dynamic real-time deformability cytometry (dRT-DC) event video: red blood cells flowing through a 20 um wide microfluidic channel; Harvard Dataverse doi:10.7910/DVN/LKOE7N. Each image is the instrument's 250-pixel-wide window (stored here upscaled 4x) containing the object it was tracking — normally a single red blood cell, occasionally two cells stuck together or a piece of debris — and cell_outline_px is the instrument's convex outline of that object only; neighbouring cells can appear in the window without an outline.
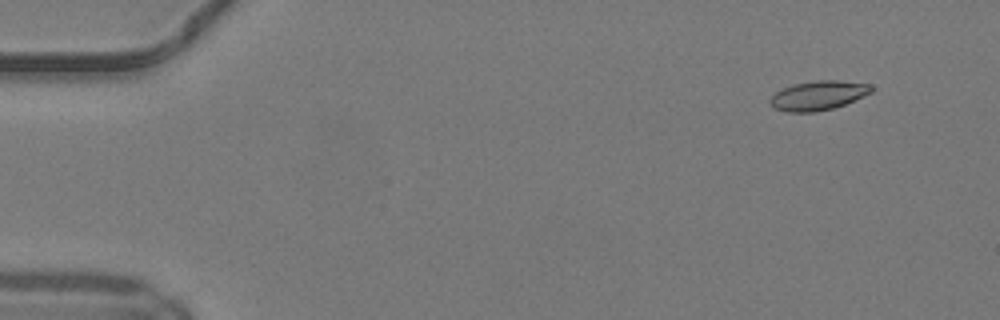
{"species": "common noctule bat (a hibernating species)", "species_latin": "Nyctalus noctula", "temperature_condition": "warm", "stored_images_in_passage": 10, "camera_frame_rate_fps": 3000, "um_per_image_px": 0.085, "animal": {"sex": "male", "body_mass_g": 19.2, "forearm_length_mm": 51.8}, "frame": {"image": 1, "passage_image": 5, "time_ms": 1.333, "image_size_px": [1000, 320], "cell_outline_px": [[872, 92], [844, 104], [832, 108], [816, 112], [788, 112], [776, 108], [768, 100], [776, 92], [792, 84], [816, 80], [836, 80], [872, 84]], "centroid_in_image_um": [69.55, 8.1], "position_along_channel_um": 15.4, "area_um2": 17.11}}